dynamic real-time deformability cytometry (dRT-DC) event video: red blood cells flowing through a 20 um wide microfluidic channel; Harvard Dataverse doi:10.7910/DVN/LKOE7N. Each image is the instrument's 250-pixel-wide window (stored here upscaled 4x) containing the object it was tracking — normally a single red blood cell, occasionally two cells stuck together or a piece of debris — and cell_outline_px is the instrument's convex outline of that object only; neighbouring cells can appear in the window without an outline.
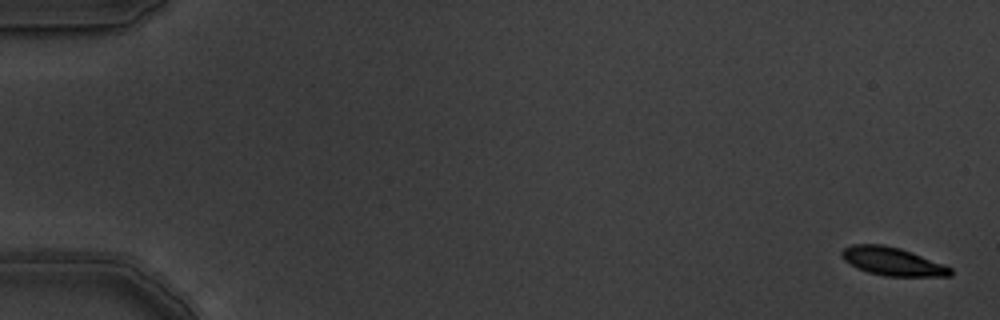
{"species": "common noctule bat (a hibernating species)", "species_latin": "Nyctalus noctula", "temperature_condition": "warm", "stored_images_in_passage": 6, "camera_frame_rate_fps": 3000, "um_per_image_px": 0.085, "animal": {"sex": "male", "body_mass_g": 19.5, "forearm_length_mm": 54.6}, "frame": {"image": 1, "passage_image": 1, "time_ms": 0.0, "image_size_px": [1000, 320], "cell_outline_px": [[952, 276], [884, 276], [868, 272], [844, 260], [840, 256], [840, 252], [844, 248], [852, 244], [884, 244], [900, 248], [912, 252], [944, 264], [952, 268]], "centroid_in_image_um": [75.87, 22.21], "position_along_channel_um": 9.1, "area_um2": 17.86}}
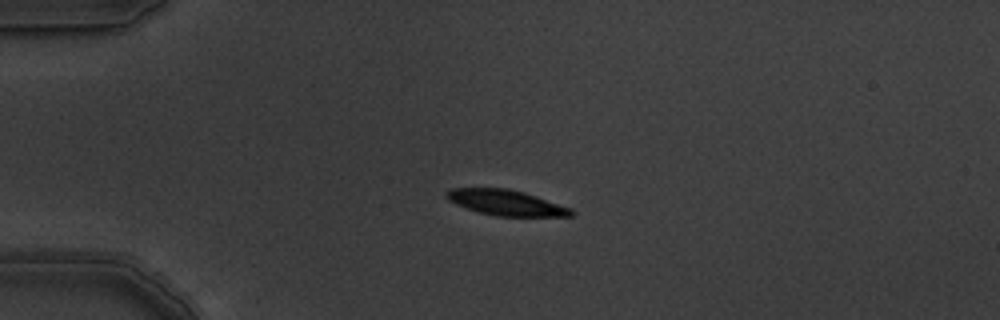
{"frame": {"image": 2, "passage_image": 5, "time_ms": 1.333, "image_size_px": [1000, 320], "cell_outline_px": [[576, 212], [572, 216], [496, 216], [480, 212], [456, 204], [448, 200], [444, 196], [444, 192], [452, 188], [508, 188], [524, 192], [572, 208]], "centroid_in_image_um": [43.02, 17.22], "position_along_channel_um": 42.0, "area_um2": 18.55}}